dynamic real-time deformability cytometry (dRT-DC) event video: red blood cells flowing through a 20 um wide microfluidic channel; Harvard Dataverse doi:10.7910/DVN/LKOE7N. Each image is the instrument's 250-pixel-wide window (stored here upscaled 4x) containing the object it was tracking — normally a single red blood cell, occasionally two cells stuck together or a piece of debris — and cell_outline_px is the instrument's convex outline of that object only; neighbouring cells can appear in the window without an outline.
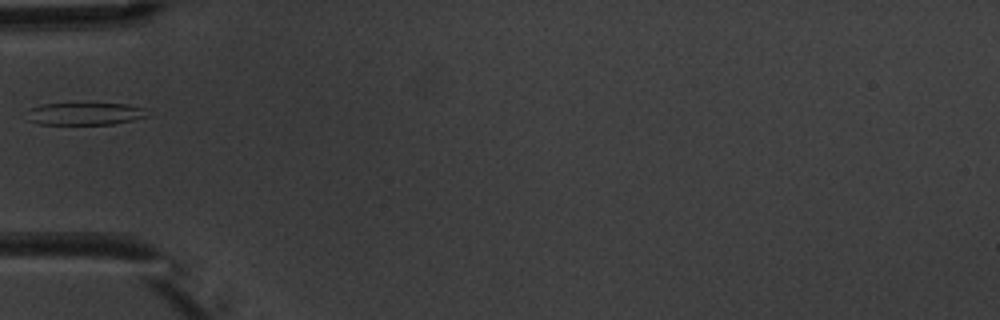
{"species": "common noctule bat (a hibernating species)", "species_latin": "Nyctalus noctula", "temperature_condition": "warm", "stored_images_in_passage": 1, "camera_frame_rate_fps": 3000, "um_per_image_px": 0.085, "animal": {"sex": "male", "body_mass_g": 20.1, "forearm_length_mm": 53.5}, "frame": {"image": 1, "passage_image": 1, "time_ms": 0.0, "image_size_px": [1000, 320], "cell_outline_px": [[148, 116], [132, 120], [112, 124], [36, 124], [24, 120], [28, 108], [40, 104], [128, 104], [144, 108]], "centroid_in_image_um": [7.1, 9.68], "position_along_channel_um": 77.9, "area_um2": 15.84}}